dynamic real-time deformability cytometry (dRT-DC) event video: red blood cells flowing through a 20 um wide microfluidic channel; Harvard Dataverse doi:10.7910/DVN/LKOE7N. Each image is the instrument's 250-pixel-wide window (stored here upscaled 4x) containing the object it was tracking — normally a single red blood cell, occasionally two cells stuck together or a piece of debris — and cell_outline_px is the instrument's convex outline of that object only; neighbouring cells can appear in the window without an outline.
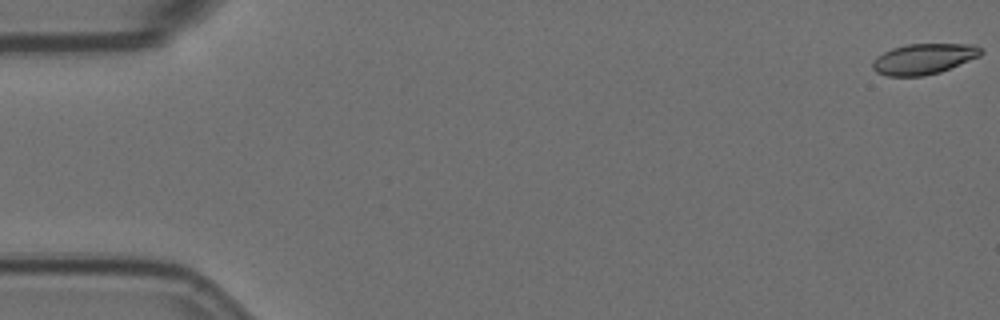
{"species": "Egyptian fruit bat (a non-hibernating species)", "species_latin": "Rousettus aegyptiacus", "temperature_condition": "room temperature", "stored_images_in_passage": 55, "camera_frame_rate_fps": 3000, "um_per_image_px": 0.085, "animal": {"sex": "female"}, "frame": {"image": 1, "passage_image": 1, "time_ms": 0.0, "image_size_px": [1000, 320], "cell_outline_px": [[984, 52], [980, 56], [940, 72], [924, 76], [888, 76], [876, 72], [872, 68], [872, 60], [876, 56], [892, 48], [908, 44], [976, 44]], "centroid_in_image_um": [78.5, 5.0], "position_along_channel_um": 6.5, "area_um2": 19.42}}
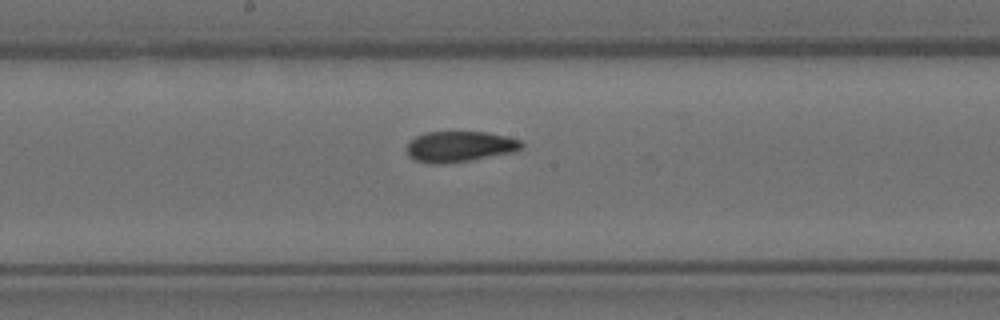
{"frame": {"image": 2, "passage_image": 31, "time_ms": 10.0, "image_size_px": [1000, 320], "cell_outline_px": [[524, 148], [516, 152], [468, 160], [436, 164], [432, 164], [416, 160], [408, 156], [404, 148], [416, 136], [424, 132], [484, 132], [504, 136], [520, 140], [524, 144]], "centroid_in_image_um": [39.07, 12.45], "position_along_channel_um": 209.1, "area_um2": 20.52}}
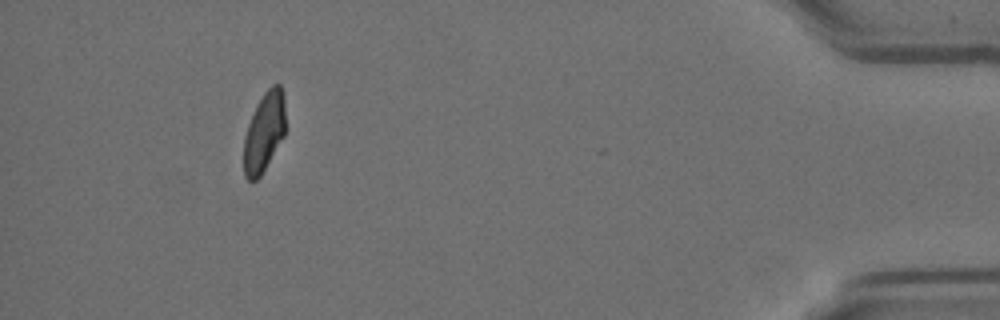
{"frame": {"image": 3, "passage_image": 54, "time_ms": 17.667, "image_size_px": [1000, 320], "cell_outline_px": [[284, 136], [260, 176], [256, 180], [248, 180], [244, 176], [244, 136], [248, 124], [256, 104], [264, 92], [272, 84], [280, 84], [284, 92]], "centroid_in_image_um": [22.44, 11.19], "position_along_channel_um": 412.8, "area_um2": 19.25}, "authors_computed_cell_mechanics": {"area_um2": 20.519, "velocity_mm_per_s": 3.4985, "shape_relaxation_time_tau1_ms": null, "shape_relaxation_time_tau2_ms": 2.2134, "deformation_change_tau1": null, "deformation_change_tau2": 0.0629}}